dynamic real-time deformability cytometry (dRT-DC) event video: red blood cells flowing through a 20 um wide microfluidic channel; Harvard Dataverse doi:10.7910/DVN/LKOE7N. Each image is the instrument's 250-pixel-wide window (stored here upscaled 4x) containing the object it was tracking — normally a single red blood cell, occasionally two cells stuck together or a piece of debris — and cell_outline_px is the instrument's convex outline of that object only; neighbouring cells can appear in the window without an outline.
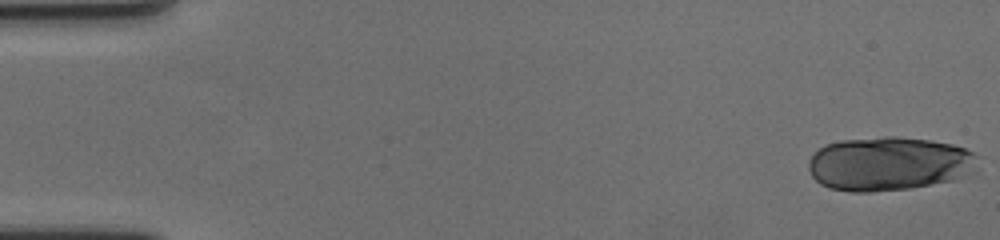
{"species": "human", "species_latin": "Homo sapiens", "temperature_condition": "cold", "stored_images_in_passage": 20, "camera_frame_rate_fps": 3000, "um_per_image_px": 0.085, "donor": {"sex": "female"}, "frame": {"image": 1, "passage_image": 1, "time_ms": 0.0, "image_size_px": [1000, 240], "cell_outline_px": [[980, 156], [964, 176], [956, 180], [908, 188], [872, 192], [852, 192], [828, 188], [820, 184], [812, 176], [808, 168], [808, 160], [824, 144], [840, 140], [884, 136], [896, 136], [932, 140], [952, 144], [964, 148]], "centroid_in_image_um": [75.51, 13.91], "position_along_channel_um": 9.5, "area_um2": 53.23}}
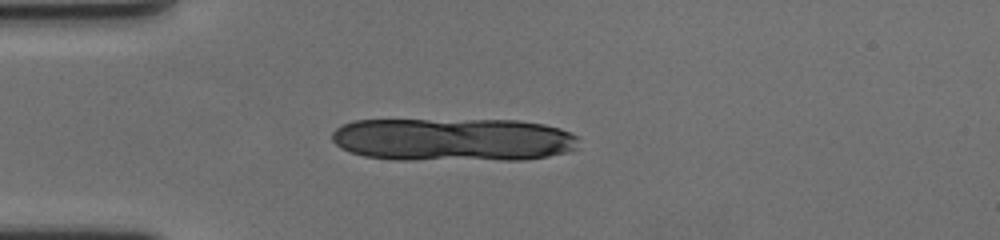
{"frame": {"image": 2, "passage_image": 16, "time_ms": 5.0, "image_size_px": [1000, 240], "cell_outline_px": [[576, 148], [568, 152], [548, 156], [524, 160], [396, 160], [364, 156], [340, 148], [332, 140], [332, 132], [336, 128], [352, 120], [520, 120], [544, 124], [560, 128], [576, 136]], "centroid_in_image_um": [38.5, 11.87], "position_along_channel_um": 46.5, "area_um2": 62.77}}